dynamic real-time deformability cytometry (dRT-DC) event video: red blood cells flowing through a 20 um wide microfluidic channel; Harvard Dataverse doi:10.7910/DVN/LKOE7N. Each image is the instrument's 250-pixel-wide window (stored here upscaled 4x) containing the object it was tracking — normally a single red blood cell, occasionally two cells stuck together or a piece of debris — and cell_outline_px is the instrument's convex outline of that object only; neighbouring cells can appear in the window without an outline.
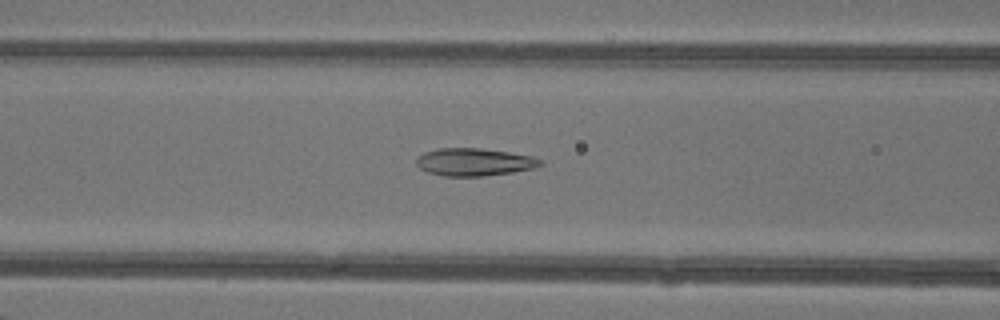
{"species": "common noctule bat (a hibernating species)", "species_latin": "Nyctalus noctula", "temperature_condition": "warm", "stored_images_in_passage": 37, "camera_frame_rate_fps": 3000, "um_per_image_px": 0.085, "animal": {"sex": "female"}, "frame": {"image": 1, "passage_image": 10, "time_ms": 3.0, "image_size_px": [1000, 320], "cell_outline_px": [[544, 164], [536, 168], [512, 172], [484, 176], [444, 176], [428, 172], [420, 168], [416, 164], [416, 156], [424, 152], [440, 148], [480, 148], [508, 152], [532, 156], [544, 160]], "centroid_in_image_um": [40.33, 13.77], "position_along_channel_um": 126.3, "area_um2": 20.11}}
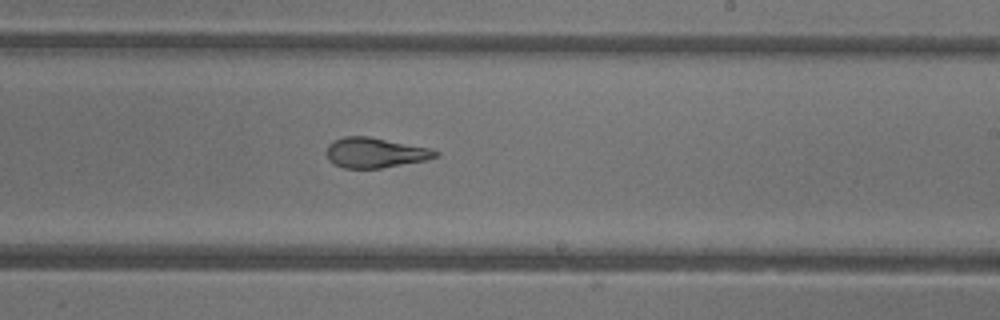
{"frame": {"image": 2, "passage_image": 19, "time_ms": 6.0, "image_size_px": [1000, 320], "cell_outline_px": [[440, 156], [428, 160], [380, 168], [344, 168], [328, 160], [328, 144], [332, 140], [344, 136], [368, 136], [432, 148], [440, 152]], "centroid_in_image_um": [31.94, 12.97], "position_along_channel_um": 257.1, "area_um2": 19.25}}
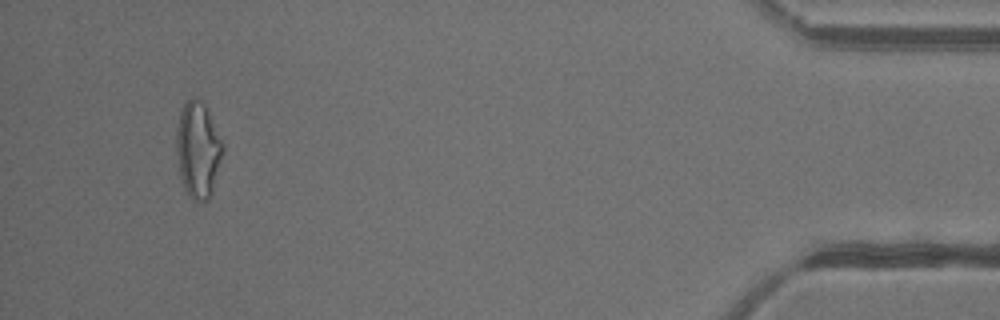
{"frame": {"image": 3, "passage_image": 35, "time_ms": 11.333, "image_size_px": [1000, 320], "cell_outline_px": [[224, 152], [212, 192], [208, 200], [192, 200], [188, 196], [184, 188], [180, 176], [176, 152], [176, 128], [180, 112], [184, 104], [192, 96], [196, 96], [204, 100], [224, 144]], "centroid_in_image_um": [16.84, 12.68], "position_along_channel_um": 418.4, "area_um2": 26.53}, "authors_computed_cell_mechanics": {"area_um2": 20.7502, "velocity_mm_per_s": 4.3669, "shape_relaxation_time_tau1_ms": 6.2568, "shape_relaxation_time_tau2_ms": 1.2062, "deformation_change_tau1": 0.2099, "deformation_change_tau2": 0.0897}}